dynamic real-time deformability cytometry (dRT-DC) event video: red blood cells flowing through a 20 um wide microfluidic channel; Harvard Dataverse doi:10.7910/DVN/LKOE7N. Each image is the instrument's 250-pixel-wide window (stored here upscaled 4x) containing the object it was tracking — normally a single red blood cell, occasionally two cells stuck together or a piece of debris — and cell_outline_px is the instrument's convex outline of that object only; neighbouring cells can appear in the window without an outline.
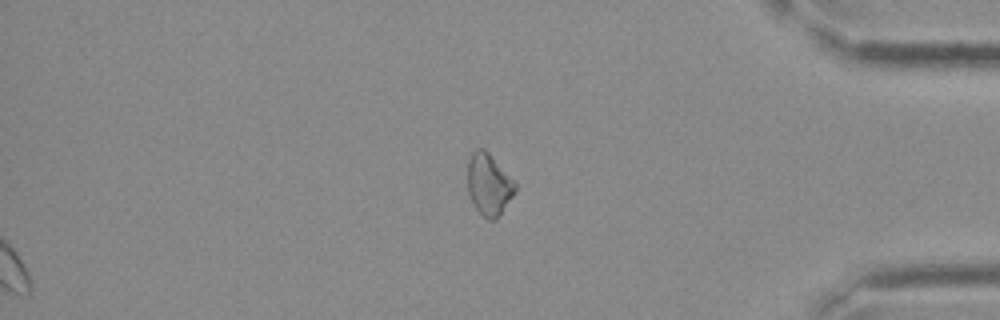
{"species": "Egyptian fruit bat (a non-hibernating species)", "species_latin": "Rousettus aegyptiacus", "temperature_condition": "cold", "stored_images_in_passage": 26, "segment_of_instrument_passage": [2, 2], "camera_frame_rate_fps": 3000, "um_per_image_px": 0.085, "frame": {"image": 1, "passage_image": 26, "time_ms": 8.333, "image_size_px": [1000, 320], "cell_outline_px": [[516, 192], [496, 220], [488, 220], [476, 208], [468, 192], [468, 160], [472, 152], [476, 148], [484, 148], [516, 180]], "centroid_in_image_um": [41.58, 15.65], "position_along_channel_um": 393.6, "area_um2": 17.28}}